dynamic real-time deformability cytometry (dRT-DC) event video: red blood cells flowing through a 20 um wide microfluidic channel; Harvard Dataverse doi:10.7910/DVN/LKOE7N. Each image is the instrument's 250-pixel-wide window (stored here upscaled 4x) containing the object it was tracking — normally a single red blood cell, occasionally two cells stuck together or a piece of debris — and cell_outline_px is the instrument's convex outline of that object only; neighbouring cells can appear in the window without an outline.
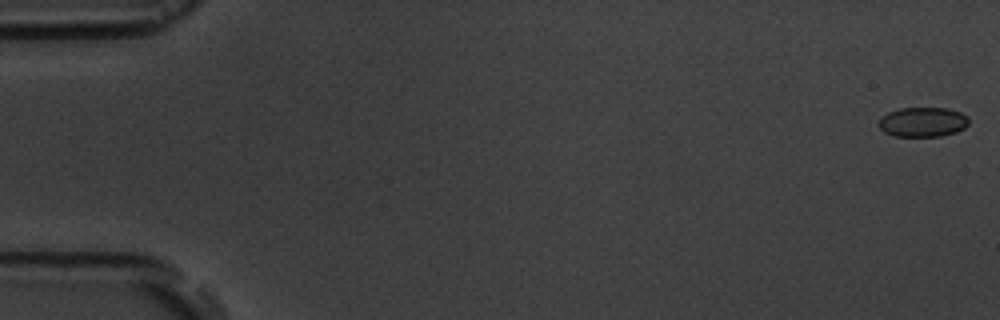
{"species": "common noctule bat (a hibernating species)", "species_latin": "Nyctalus noctula", "temperature_condition": "room temperature", "stored_images_in_passage": 9, "camera_frame_rate_fps": 3000, "um_per_image_px": 0.085, "animal": {"sex": "male", "body_mass_g": 19.5, "forearm_length_mm": 54.6}, "frame": {"image": 1, "passage_image": 1, "time_ms": 0.0, "image_size_px": [1000, 320], "cell_outline_px": [[968, 124], [964, 128], [956, 132], [940, 136], [892, 136], [884, 132], [880, 128], [880, 120], [888, 112], [900, 108], [944, 108], [960, 112], [968, 116]], "centroid_in_image_um": [78.45, 10.37], "position_along_channel_um": 6.5, "area_um2": 15.43}}
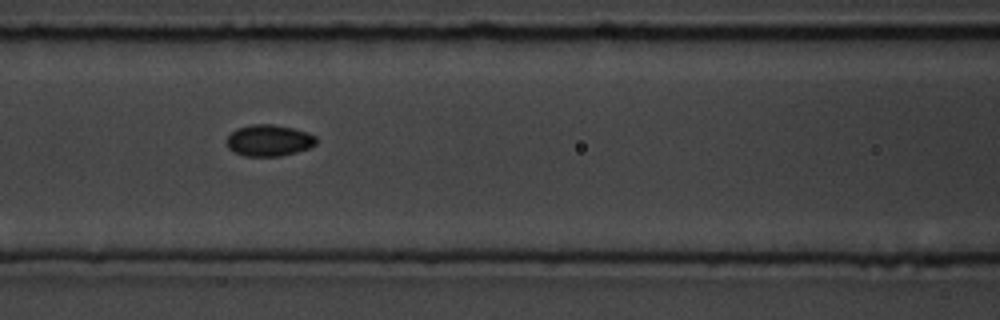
{"frame": {"image": 2, "passage_image": 7, "time_ms": 7.667, "image_size_px": [1000, 320], "cell_outline_px": [[316, 144], [308, 148], [296, 152], [280, 156], [244, 156], [232, 152], [228, 148], [228, 136], [236, 128], [252, 124], [272, 124], [292, 128], [308, 132], [316, 136]], "centroid_in_image_um": [22.85, 11.94], "position_along_channel_um": 143.7, "area_um2": 16.42}}
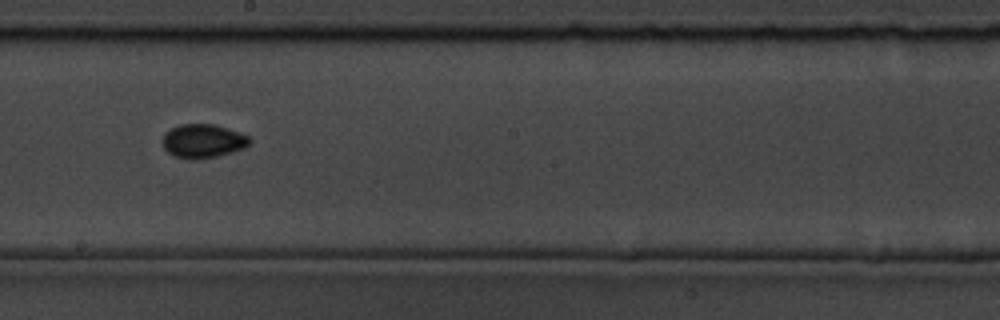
{"frame": {"image": 3, "passage_image": 9, "time_ms": 10.0, "image_size_px": [1000, 320], "cell_outline_px": [[252, 140], [244, 148], [232, 152], [216, 156], [192, 160], [176, 156], [168, 152], [164, 148], [160, 140], [164, 132], [180, 124], [216, 124], [240, 132], [248, 136]], "centroid_in_image_um": [17.23, 11.97], "position_along_channel_um": 231.0, "area_um2": 17.28}}